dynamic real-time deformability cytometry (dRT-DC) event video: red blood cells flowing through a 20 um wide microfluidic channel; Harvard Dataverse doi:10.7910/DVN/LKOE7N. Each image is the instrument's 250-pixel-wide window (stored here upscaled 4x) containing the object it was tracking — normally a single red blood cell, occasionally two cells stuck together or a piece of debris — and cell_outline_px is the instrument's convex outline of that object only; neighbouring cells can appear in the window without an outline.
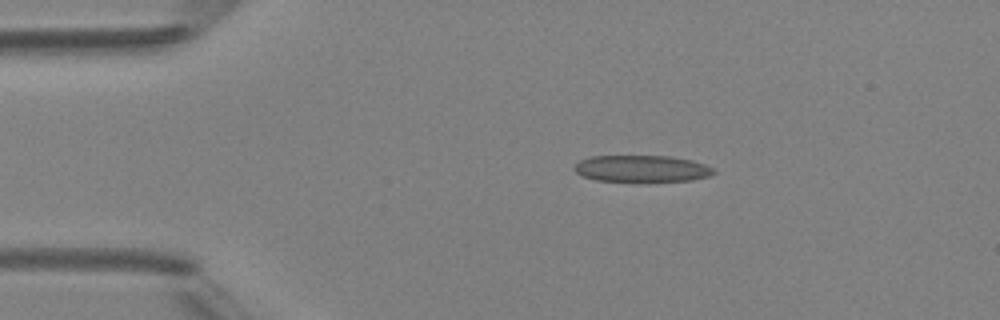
{"species": "Egyptian fruit bat (a non-hibernating species)", "species_latin": "Rousettus aegyptiacus", "temperature_condition": "room temperature", "stored_images_in_passage": 3, "camera_frame_rate_fps": 3000, "um_per_image_px": 0.085, "animal": {"sex": "female"}, "frame": {"image": 1, "passage_image": 2, "time_ms": 1.0, "image_size_px": [1000, 320], "cell_outline_px": [[716, 172], [708, 176], [692, 180], [596, 180], [584, 176], [576, 172], [572, 168], [580, 160], [588, 156], [672, 156], [692, 160], [704, 164], [712, 168]], "centroid_in_image_um": [54.53, 14.3], "position_along_channel_um": 30.5, "area_um2": 21.21}}